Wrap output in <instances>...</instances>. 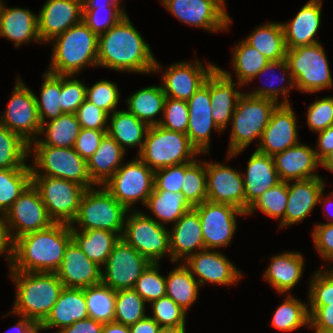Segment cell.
Returning a JSON list of instances; mask_svg holds the SVG:
<instances>
[{
	"instance_id": "cell-1",
	"label": "cell",
	"mask_w": 333,
	"mask_h": 333,
	"mask_svg": "<svg viewBox=\"0 0 333 333\" xmlns=\"http://www.w3.org/2000/svg\"><path fill=\"white\" fill-rule=\"evenodd\" d=\"M150 50L126 14L107 32L98 36L97 64L137 73L160 70Z\"/></svg>"
},
{
	"instance_id": "cell-2",
	"label": "cell",
	"mask_w": 333,
	"mask_h": 333,
	"mask_svg": "<svg viewBox=\"0 0 333 333\" xmlns=\"http://www.w3.org/2000/svg\"><path fill=\"white\" fill-rule=\"evenodd\" d=\"M71 240V226L62 223L16 238L12 242L11 271L55 273Z\"/></svg>"
},
{
	"instance_id": "cell-3",
	"label": "cell",
	"mask_w": 333,
	"mask_h": 333,
	"mask_svg": "<svg viewBox=\"0 0 333 333\" xmlns=\"http://www.w3.org/2000/svg\"><path fill=\"white\" fill-rule=\"evenodd\" d=\"M10 275L17 284L12 312L40 326L52 311L64 285L56 273L12 271Z\"/></svg>"
},
{
	"instance_id": "cell-4",
	"label": "cell",
	"mask_w": 333,
	"mask_h": 333,
	"mask_svg": "<svg viewBox=\"0 0 333 333\" xmlns=\"http://www.w3.org/2000/svg\"><path fill=\"white\" fill-rule=\"evenodd\" d=\"M56 41L48 72L55 75H68L74 78L86 65H98V35L81 21L64 33L54 37Z\"/></svg>"
},
{
	"instance_id": "cell-5",
	"label": "cell",
	"mask_w": 333,
	"mask_h": 333,
	"mask_svg": "<svg viewBox=\"0 0 333 333\" xmlns=\"http://www.w3.org/2000/svg\"><path fill=\"white\" fill-rule=\"evenodd\" d=\"M199 152L185 133L149 126L139 158L152 170L192 162ZM190 158V159H189Z\"/></svg>"
},
{
	"instance_id": "cell-6",
	"label": "cell",
	"mask_w": 333,
	"mask_h": 333,
	"mask_svg": "<svg viewBox=\"0 0 333 333\" xmlns=\"http://www.w3.org/2000/svg\"><path fill=\"white\" fill-rule=\"evenodd\" d=\"M277 103L268 98L241 95L232 116V131L228 157L246 148L256 137L261 140Z\"/></svg>"
},
{
	"instance_id": "cell-7",
	"label": "cell",
	"mask_w": 333,
	"mask_h": 333,
	"mask_svg": "<svg viewBox=\"0 0 333 333\" xmlns=\"http://www.w3.org/2000/svg\"><path fill=\"white\" fill-rule=\"evenodd\" d=\"M290 87L300 91L318 92L332 86V76L323 47L319 44L287 49Z\"/></svg>"
},
{
	"instance_id": "cell-8",
	"label": "cell",
	"mask_w": 333,
	"mask_h": 333,
	"mask_svg": "<svg viewBox=\"0 0 333 333\" xmlns=\"http://www.w3.org/2000/svg\"><path fill=\"white\" fill-rule=\"evenodd\" d=\"M128 210L105 188L86 189L81 197L77 216L72 224L80 225L81 230L104 229L122 234L125 214Z\"/></svg>"
},
{
	"instance_id": "cell-9",
	"label": "cell",
	"mask_w": 333,
	"mask_h": 333,
	"mask_svg": "<svg viewBox=\"0 0 333 333\" xmlns=\"http://www.w3.org/2000/svg\"><path fill=\"white\" fill-rule=\"evenodd\" d=\"M33 150L35 165L31 167L32 176L61 178L82 185L85 189L96 185L90 178L87 161L73 147L35 145ZM36 169H44L46 173L40 175Z\"/></svg>"
},
{
	"instance_id": "cell-10",
	"label": "cell",
	"mask_w": 333,
	"mask_h": 333,
	"mask_svg": "<svg viewBox=\"0 0 333 333\" xmlns=\"http://www.w3.org/2000/svg\"><path fill=\"white\" fill-rule=\"evenodd\" d=\"M32 184L39 191L51 220L72 225L86 189L75 182L49 176H32Z\"/></svg>"
},
{
	"instance_id": "cell-11",
	"label": "cell",
	"mask_w": 333,
	"mask_h": 333,
	"mask_svg": "<svg viewBox=\"0 0 333 333\" xmlns=\"http://www.w3.org/2000/svg\"><path fill=\"white\" fill-rule=\"evenodd\" d=\"M125 229L120 238L151 263H158L166 252L170 255V240L168 230L163 222L156 221L141 212L132 213L126 217Z\"/></svg>"
},
{
	"instance_id": "cell-12",
	"label": "cell",
	"mask_w": 333,
	"mask_h": 333,
	"mask_svg": "<svg viewBox=\"0 0 333 333\" xmlns=\"http://www.w3.org/2000/svg\"><path fill=\"white\" fill-rule=\"evenodd\" d=\"M154 172L140 158H136L121 166L104 184V188L129 211L139 200L146 204L154 189Z\"/></svg>"
},
{
	"instance_id": "cell-13",
	"label": "cell",
	"mask_w": 333,
	"mask_h": 333,
	"mask_svg": "<svg viewBox=\"0 0 333 333\" xmlns=\"http://www.w3.org/2000/svg\"><path fill=\"white\" fill-rule=\"evenodd\" d=\"M3 217L11 242L24 234L46 229L54 223L47 213L39 191L32 183L12 204ZM15 228L16 234L13 236L10 232L13 229L15 230Z\"/></svg>"
},
{
	"instance_id": "cell-14",
	"label": "cell",
	"mask_w": 333,
	"mask_h": 333,
	"mask_svg": "<svg viewBox=\"0 0 333 333\" xmlns=\"http://www.w3.org/2000/svg\"><path fill=\"white\" fill-rule=\"evenodd\" d=\"M151 262L121 238L115 244L102 271L101 282L114 290L134 288Z\"/></svg>"
},
{
	"instance_id": "cell-15",
	"label": "cell",
	"mask_w": 333,
	"mask_h": 333,
	"mask_svg": "<svg viewBox=\"0 0 333 333\" xmlns=\"http://www.w3.org/2000/svg\"><path fill=\"white\" fill-rule=\"evenodd\" d=\"M16 82L7 110L0 117V125L18 134L29 144L31 150L36 133L41 132L35 94L19 79Z\"/></svg>"
},
{
	"instance_id": "cell-16",
	"label": "cell",
	"mask_w": 333,
	"mask_h": 333,
	"mask_svg": "<svg viewBox=\"0 0 333 333\" xmlns=\"http://www.w3.org/2000/svg\"><path fill=\"white\" fill-rule=\"evenodd\" d=\"M200 217L205 249L227 246L236 231L235 215H246L235 206L209 200L193 207Z\"/></svg>"
},
{
	"instance_id": "cell-17",
	"label": "cell",
	"mask_w": 333,
	"mask_h": 333,
	"mask_svg": "<svg viewBox=\"0 0 333 333\" xmlns=\"http://www.w3.org/2000/svg\"><path fill=\"white\" fill-rule=\"evenodd\" d=\"M166 9L186 24L212 31L228 27L224 0H161Z\"/></svg>"
},
{
	"instance_id": "cell-18",
	"label": "cell",
	"mask_w": 333,
	"mask_h": 333,
	"mask_svg": "<svg viewBox=\"0 0 333 333\" xmlns=\"http://www.w3.org/2000/svg\"><path fill=\"white\" fill-rule=\"evenodd\" d=\"M296 117L287 98L273 110L269 123L263 131L257 151L269 156L297 145Z\"/></svg>"
},
{
	"instance_id": "cell-19",
	"label": "cell",
	"mask_w": 333,
	"mask_h": 333,
	"mask_svg": "<svg viewBox=\"0 0 333 333\" xmlns=\"http://www.w3.org/2000/svg\"><path fill=\"white\" fill-rule=\"evenodd\" d=\"M206 184L207 200L229 204L245 212V186L238 171L206 162Z\"/></svg>"
},
{
	"instance_id": "cell-20",
	"label": "cell",
	"mask_w": 333,
	"mask_h": 333,
	"mask_svg": "<svg viewBox=\"0 0 333 333\" xmlns=\"http://www.w3.org/2000/svg\"><path fill=\"white\" fill-rule=\"evenodd\" d=\"M83 0H47L38 14V34L41 41L53 40L82 21Z\"/></svg>"
},
{
	"instance_id": "cell-21",
	"label": "cell",
	"mask_w": 333,
	"mask_h": 333,
	"mask_svg": "<svg viewBox=\"0 0 333 333\" xmlns=\"http://www.w3.org/2000/svg\"><path fill=\"white\" fill-rule=\"evenodd\" d=\"M189 125L186 135L199 153L209 151L211 128L221 131L212 117V104L209 91V75L204 84L187 100Z\"/></svg>"
},
{
	"instance_id": "cell-22",
	"label": "cell",
	"mask_w": 333,
	"mask_h": 333,
	"mask_svg": "<svg viewBox=\"0 0 333 333\" xmlns=\"http://www.w3.org/2000/svg\"><path fill=\"white\" fill-rule=\"evenodd\" d=\"M55 273L64 287L84 289L101 283L102 270L71 240Z\"/></svg>"
},
{
	"instance_id": "cell-23",
	"label": "cell",
	"mask_w": 333,
	"mask_h": 333,
	"mask_svg": "<svg viewBox=\"0 0 333 333\" xmlns=\"http://www.w3.org/2000/svg\"><path fill=\"white\" fill-rule=\"evenodd\" d=\"M196 62L195 65L183 62L167 68L162 78L164 81L162 88L166 97L189 100L216 67L208 64L206 70L199 61Z\"/></svg>"
},
{
	"instance_id": "cell-24",
	"label": "cell",
	"mask_w": 333,
	"mask_h": 333,
	"mask_svg": "<svg viewBox=\"0 0 333 333\" xmlns=\"http://www.w3.org/2000/svg\"><path fill=\"white\" fill-rule=\"evenodd\" d=\"M185 266L191 274L199 277L198 283L211 282L216 284L229 285L237 282L242 276L233 264L217 251L204 249L200 252H193L186 258Z\"/></svg>"
},
{
	"instance_id": "cell-25",
	"label": "cell",
	"mask_w": 333,
	"mask_h": 333,
	"mask_svg": "<svg viewBox=\"0 0 333 333\" xmlns=\"http://www.w3.org/2000/svg\"><path fill=\"white\" fill-rule=\"evenodd\" d=\"M236 83L228 72L215 67L209 74V91L212 104V117L222 131L231 120L241 93L235 91Z\"/></svg>"
},
{
	"instance_id": "cell-26",
	"label": "cell",
	"mask_w": 333,
	"mask_h": 333,
	"mask_svg": "<svg viewBox=\"0 0 333 333\" xmlns=\"http://www.w3.org/2000/svg\"><path fill=\"white\" fill-rule=\"evenodd\" d=\"M281 181H298L320 177L313 170L321 163L315 149L297 144L272 156ZM312 172V173H311Z\"/></svg>"
},
{
	"instance_id": "cell-27",
	"label": "cell",
	"mask_w": 333,
	"mask_h": 333,
	"mask_svg": "<svg viewBox=\"0 0 333 333\" xmlns=\"http://www.w3.org/2000/svg\"><path fill=\"white\" fill-rule=\"evenodd\" d=\"M243 179L245 186V213L264 192L281 182L272 156L255 151L247 165Z\"/></svg>"
},
{
	"instance_id": "cell-28",
	"label": "cell",
	"mask_w": 333,
	"mask_h": 333,
	"mask_svg": "<svg viewBox=\"0 0 333 333\" xmlns=\"http://www.w3.org/2000/svg\"><path fill=\"white\" fill-rule=\"evenodd\" d=\"M324 182L321 177L288 181V203L285 210V226L298 223L310 214L314 206L321 202Z\"/></svg>"
},
{
	"instance_id": "cell-29",
	"label": "cell",
	"mask_w": 333,
	"mask_h": 333,
	"mask_svg": "<svg viewBox=\"0 0 333 333\" xmlns=\"http://www.w3.org/2000/svg\"><path fill=\"white\" fill-rule=\"evenodd\" d=\"M89 318L84 289L64 287L52 311L39 330L58 327L59 331L76 321Z\"/></svg>"
},
{
	"instance_id": "cell-30",
	"label": "cell",
	"mask_w": 333,
	"mask_h": 333,
	"mask_svg": "<svg viewBox=\"0 0 333 333\" xmlns=\"http://www.w3.org/2000/svg\"><path fill=\"white\" fill-rule=\"evenodd\" d=\"M321 0H309L290 23L282 24L287 49L319 43L314 36L321 20Z\"/></svg>"
},
{
	"instance_id": "cell-31",
	"label": "cell",
	"mask_w": 333,
	"mask_h": 333,
	"mask_svg": "<svg viewBox=\"0 0 333 333\" xmlns=\"http://www.w3.org/2000/svg\"><path fill=\"white\" fill-rule=\"evenodd\" d=\"M169 233L170 256L174 262L191 255L192 250L205 249L198 212L192 207L176 223Z\"/></svg>"
},
{
	"instance_id": "cell-32",
	"label": "cell",
	"mask_w": 333,
	"mask_h": 333,
	"mask_svg": "<svg viewBox=\"0 0 333 333\" xmlns=\"http://www.w3.org/2000/svg\"><path fill=\"white\" fill-rule=\"evenodd\" d=\"M0 36L6 37L20 46L21 43L35 39L41 41L38 34V18L27 9L5 8L0 10Z\"/></svg>"
},
{
	"instance_id": "cell-33",
	"label": "cell",
	"mask_w": 333,
	"mask_h": 333,
	"mask_svg": "<svg viewBox=\"0 0 333 333\" xmlns=\"http://www.w3.org/2000/svg\"><path fill=\"white\" fill-rule=\"evenodd\" d=\"M70 226L72 240L90 260L99 266H103L106 263L112 249L121 236L104 229L80 231L76 230L73 225Z\"/></svg>"
},
{
	"instance_id": "cell-34",
	"label": "cell",
	"mask_w": 333,
	"mask_h": 333,
	"mask_svg": "<svg viewBox=\"0 0 333 333\" xmlns=\"http://www.w3.org/2000/svg\"><path fill=\"white\" fill-rule=\"evenodd\" d=\"M124 153L125 150L107 134L98 150L87 161L91 180L98 186L104 185L121 167Z\"/></svg>"
},
{
	"instance_id": "cell-35",
	"label": "cell",
	"mask_w": 333,
	"mask_h": 333,
	"mask_svg": "<svg viewBox=\"0 0 333 333\" xmlns=\"http://www.w3.org/2000/svg\"><path fill=\"white\" fill-rule=\"evenodd\" d=\"M304 266L300 253H284L272 258L265 279L281 294L290 291L301 278Z\"/></svg>"
},
{
	"instance_id": "cell-36",
	"label": "cell",
	"mask_w": 333,
	"mask_h": 333,
	"mask_svg": "<svg viewBox=\"0 0 333 333\" xmlns=\"http://www.w3.org/2000/svg\"><path fill=\"white\" fill-rule=\"evenodd\" d=\"M148 128L149 126L145 122L138 119L128 110L114 111L112 113L110 126H108L107 134L124 150V145L130 147L139 145L140 153L143 148Z\"/></svg>"
},
{
	"instance_id": "cell-37",
	"label": "cell",
	"mask_w": 333,
	"mask_h": 333,
	"mask_svg": "<svg viewBox=\"0 0 333 333\" xmlns=\"http://www.w3.org/2000/svg\"><path fill=\"white\" fill-rule=\"evenodd\" d=\"M245 41L254 47L268 61H279L286 58V44L281 23H268L256 28Z\"/></svg>"
},
{
	"instance_id": "cell-38",
	"label": "cell",
	"mask_w": 333,
	"mask_h": 333,
	"mask_svg": "<svg viewBox=\"0 0 333 333\" xmlns=\"http://www.w3.org/2000/svg\"><path fill=\"white\" fill-rule=\"evenodd\" d=\"M80 130L76 114L64 113L49 123H43L40 134L44 133L47 138L34 140L33 143L59 148L73 147Z\"/></svg>"
},
{
	"instance_id": "cell-39",
	"label": "cell",
	"mask_w": 333,
	"mask_h": 333,
	"mask_svg": "<svg viewBox=\"0 0 333 333\" xmlns=\"http://www.w3.org/2000/svg\"><path fill=\"white\" fill-rule=\"evenodd\" d=\"M165 99L162 86H150L138 90L128 98V111L148 126L159 125L154 116L164 110Z\"/></svg>"
},
{
	"instance_id": "cell-40",
	"label": "cell",
	"mask_w": 333,
	"mask_h": 333,
	"mask_svg": "<svg viewBox=\"0 0 333 333\" xmlns=\"http://www.w3.org/2000/svg\"><path fill=\"white\" fill-rule=\"evenodd\" d=\"M198 288L199 283L185 264L173 269L166 277V296L185 311L197 299Z\"/></svg>"
},
{
	"instance_id": "cell-41",
	"label": "cell",
	"mask_w": 333,
	"mask_h": 333,
	"mask_svg": "<svg viewBox=\"0 0 333 333\" xmlns=\"http://www.w3.org/2000/svg\"><path fill=\"white\" fill-rule=\"evenodd\" d=\"M31 183L30 166L0 169V212L3 216Z\"/></svg>"
},
{
	"instance_id": "cell-42",
	"label": "cell",
	"mask_w": 333,
	"mask_h": 333,
	"mask_svg": "<svg viewBox=\"0 0 333 333\" xmlns=\"http://www.w3.org/2000/svg\"><path fill=\"white\" fill-rule=\"evenodd\" d=\"M145 205L164 223L177 222L192 208L182 194L154 189Z\"/></svg>"
},
{
	"instance_id": "cell-43",
	"label": "cell",
	"mask_w": 333,
	"mask_h": 333,
	"mask_svg": "<svg viewBox=\"0 0 333 333\" xmlns=\"http://www.w3.org/2000/svg\"><path fill=\"white\" fill-rule=\"evenodd\" d=\"M116 293L102 282L84 288L89 318L102 323L114 322Z\"/></svg>"
},
{
	"instance_id": "cell-44",
	"label": "cell",
	"mask_w": 333,
	"mask_h": 333,
	"mask_svg": "<svg viewBox=\"0 0 333 333\" xmlns=\"http://www.w3.org/2000/svg\"><path fill=\"white\" fill-rule=\"evenodd\" d=\"M233 67L239 86L247 84L270 62L245 40L240 42L233 52Z\"/></svg>"
},
{
	"instance_id": "cell-45",
	"label": "cell",
	"mask_w": 333,
	"mask_h": 333,
	"mask_svg": "<svg viewBox=\"0 0 333 333\" xmlns=\"http://www.w3.org/2000/svg\"><path fill=\"white\" fill-rule=\"evenodd\" d=\"M29 144L18 134L0 125V169L26 168Z\"/></svg>"
},
{
	"instance_id": "cell-46",
	"label": "cell",
	"mask_w": 333,
	"mask_h": 333,
	"mask_svg": "<svg viewBox=\"0 0 333 333\" xmlns=\"http://www.w3.org/2000/svg\"><path fill=\"white\" fill-rule=\"evenodd\" d=\"M41 101L35 95L38 116L41 125L46 122L45 117L50 120L64 114L61 110V75L50 72L44 73V82L41 87Z\"/></svg>"
},
{
	"instance_id": "cell-47",
	"label": "cell",
	"mask_w": 333,
	"mask_h": 333,
	"mask_svg": "<svg viewBox=\"0 0 333 333\" xmlns=\"http://www.w3.org/2000/svg\"><path fill=\"white\" fill-rule=\"evenodd\" d=\"M196 159L185 163V175L181 194L191 207L207 200L206 163L200 165Z\"/></svg>"
},
{
	"instance_id": "cell-48",
	"label": "cell",
	"mask_w": 333,
	"mask_h": 333,
	"mask_svg": "<svg viewBox=\"0 0 333 333\" xmlns=\"http://www.w3.org/2000/svg\"><path fill=\"white\" fill-rule=\"evenodd\" d=\"M145 302L133 288L117 290L114 322L130 326L145 318Z\"/></svg>"
},
{
	"instance_id": "cell-49",
	"label": "cell",
	"mask_w": 333,
	"mask_h": 333,
	"mask_svg": "<svg viewBox=\"0 0 333 333\" xmlns=\"http://www.w3.org/2000/svg\"><path fill=\"white\" fill-rule=\"evenodd\" d=\"M288 203V182L281 181L264 192L251 206L246 215L253 213L256 208L272 218H282L281 227L285 226V210Z\"/></svg>"
},
{
	"instance_id": "cell-50",
	"label": "cell",
	"mask_w": 333,
	"mask_h": 333,
	"mask_svg": "<svg viewBox=\"0 0 333 333\" xmlns=\"http://www.w3.org/2000/svg\"><path fill=\"white\" fill-rule=\"evenodd\" d=\"M307 305L291 295L277 308L273 315L272 325L282 331H293L309 324Z\"/></svg>"
},
{
	"instance_id": "cell-51",
	"label": "cell",
	"mask_w": 333,
	"mask_h": 333,
	"mask_svg": "<svg viewBox=\"0 0 333 333\" xmlns=\"http://www.w3.org/2000/svg\"><path fill=\"white\" fill-rule=\"evenodd\" d=\"M158 267V263H151L137 279L133 288L150 303L166 296V278L159 274Z\"/></svg>"
},
{
	"instance_id": "cell-52",
	"label": "cell",
	"mask_w": 333,
	"mask_h": 333,
	"mask_svg": "<svg viewBox=\"0 0 333 333\" xmlns=\"http://www.w3.org/2000/svg\"><path fill=\"white\" fill-rule=\"evenodd\" d=\"M163 111L165 120L160 119L159 126L175 132L187 133L189 109L186 100L166 97Z\"/></svg>"
},
{
	"instance_id": "cell-53",
	"label": "cell",
	"mask_w": 333,
	"mask_h": 333,
	"mask_svg": "<svg viewBox=\"0 0 333 333\" xmlns=\"http://www.w3.org/2000/svg\"><path fill=\"white\" fill-rule=\"evenodd\" d=\"M153 318L160 327L185 326L186 311L170 297H162L151 302Z\"/></svg>"
},
{
	"instance_id": "cell-54",
	"label": "cell",
	"mask_w": 333,
	"mask_h": 333,
	"mask_svg": "<svg viewBox=\"0 0 333 333\" xmlns=\"http://www.w3.org/2000/svg\"><path fill=\"white\" fill-rule=\"evenodd\" d=\"M107 10L109 13L104 18L98 16L100 10ZM126 15V12L120 9L119 5L98 6L96 9H83L82 21L89 29L98 36L107 32L119 20Z\"/></svg>"
},
{
	"instance_id": "cell-55",
	"label": "cell",
	"mask_w": 333,
	"mask_h": 333,
	"mask_svg": "<svg viewBox=\"0 0 333 333\" xmlns=\"http://www.w3.org/2000/svg\"><path fill=\"white\" fill-rule=\"evenodd\" d=\"M68 75H61V110L75 114L87 97V87L78 79L69 80Z\"/></svg>"
},
{
	"instance_id": "cell-56",
	"label": "cell",
	"mask_w": 333,
	"mask_h": 333,
	"mask_svg": "<svg viewBox=\"0 0 333 333\" xmlns=\"http://www.w3.org/2000/svg\"><path fill=\"white\" fill-rule=\"evenodd\" d=\"M86 99L109 114L112 110L116 111L114 109L119 102V91L114 83L102 80L91 88L87 87Z\"/></svg>"
},
{
	"instance_id": "cell-57",
	"label": "cell",
	"mask_w": 333,
	"mask_h": 333,
	"mask_svg": "<svg viewBox=\"0 0 333 333\" xmlns=\"http://www.w3.org/2000/svg\"><path fill=\"white\" fill-rule=\"evenodd\" d=\"M309 300L311 306L333 304V271L322 273V269L314 274L310 281Z\"/></svg>"
},
{
	"instance_id": "cell-58",
	"label": "cell",
	"mask_w": 333,
	"mask_h": 333,
	"mask_svg": "<svg viewBox=\"0 0 333 333\" xmlns=\"http://www.w3.org/2000/svg\"><path fill=\"white\" fill-rule=\"evenodd\" d=\"M309 128L320 132L333 125V97L316 100L309 106L307 113Z\"/></svg>"
},
{
	"instance_id": "cell-59",
	"label": "cell",
	"mask_w": 333,
	"mask_h": 333,
	"mask_svg": "<svg viewBox=\"0 0 333 333\" xmlns=\"http://www.w3.org/2000/svg\"><path fill=\"white\" fill-rule=\"evenodd\" d=\"M185 163L157 169L154 172V190L181 194Z\"/></svg>"
},
{
	"instance_id": "cell-60",
	"label": "cell",
	"mask_w": 333,
	"mask_h": 333,
	"mask_svg": "<svg viewBox=\"0 0 333 333\" xmlns=\"http://www.w3.org/2000/svg\"><path fill=\"white\" fill-rule=\"evenodd\" d=\"M76 116L81 128L107 131L109 114L87 99L77 109Z\"/></svg>"
},
{
	"instance_id": "cell-61",
	"label": "cell",
	"mask_w": 333,
	"mask_h": 333,
	"mask_svg": "<svg viewBox=\"0 0 333 333\" xmlns=\"http://www.w3.org/2000/svg\"><path fill=\"white\" fill-rule=\"evenodd\" d=\"M107 131L81 128L73 146L74 150L86 161L98 150Z\"/></svg>"
},
{
	"instance_id": "cell-62",
	"label": "cell",
	"mask_w": 333,
	"mask_h": 333,
	"mask_svg": "<svg viewBox=\"0 0 333 333\" xmlns=\"http://www.w3.org/2000/svg\"><path fill=\"white\" fill-rule=\"evenodd\" d=\"M275 68H279V69H282V71L286 72L289 69V66H288V63L286 61V59H282V60H279V61H270L262 71H260L255 77H257L258 75L264 73V72H267L269 70H273ZM271 75H274V74H271ZM282 81L286 80L284 79V77L282 76L281 78ZM272 85H273V82H271L269 88H259L256 89V91L252 92V93H248L247 95H250L252 97H258V98H268V99H271V100H274V101H278V95H279V92L281 93V95L283 96H286L287 97V91L289 92L290 88H288L287 86H282L280 88H272ZM267 86V85H266Z\"/></svg>"
},
{
	"instance_id": "cell-63",
	"label": "cell",
	"mask_w": 333,
	"mask_h": 333,
	"mask_svg": "<svg viewBox=\"0 0 333 333\" xmlns=\"http://www.w3.org/2000/svg\"><path fill=\"white\" fill-rule=\"evenodd\" d=\"M308 313L310 316L308 327L315 328V333H333V304L311 306Z\"/></svg>"
},
{
	"instance_id": "cell-64",
	"label": "cell",
	"mask_w": 333,
	"mask_h": 333,
	"mask_svg": "<svg viewBox=\"0 0 333 333\" xmlns=\"http://www.w3.org/2000/svg\"><path fill=\"white\" fill-rule=\"evenodd\" d=\"M313 239L322 259H333V223L316 224Z\"/></svg>"
},
{
	"instance_id": "cell-65",
	"label": "cell",
	"mask_w": 333,
	"mask_h": 333,
	"mask_svg": "<svg viewBox=\"0 0 333 333\" xmlns=\"http://www.w3.org/2000/svg\"><path fill=\"white\" fill-rule=\"evenodd\" d=\"M104 323L92 318L76 321L71 326L65 327L58 333H102Z\"/></svg>"
},
{
	"instance_id": "cell-66",
	"label": "cell",
	"mask_w": 333,
	"mask_h": 333,
	"mask_svg": "<svg viewBox=\"0 0 333 333\" xmlns=\"http://www.w3.org/2000/svg\"><path fill=\"white\" fill-rule=\"evenodd\" d=\"M318 151L315 150L317 159L321 162L333 151V125L323 131L318 132Z\"/></svg>"
},
{
	"instance_id": "cell-67",
	"label": "cell",
	"mask_w": 333,
	"mask_h": 333,
	"mask_svg": "<svg viewBox=\"0 0 333 333\" xmlns=\"http://www.w3.org/2000/svg\"><path fill=\"white\" fill-rule=\"evenodd\" d=\"M128 327L130 333H158L160 329V325L149 316H146Z\"/></svg>"
},
{
	"instance_id": "cell-68",
	"label": "cell",
	"mask_w": 333,
	"mask_h": 333,
	"mask_svg": "<svg viewBox=\"0 0 333 333\" xmlns=\"http://www.w3.org/2000/svg\"><path fill=\"white\" fill-rule=\"evenodd\" d=\"M10 243V245H9ZM9 246V248H8ZM8 248V250H7ZM8 253L7 259L12 261V242L8 236L6 227H5V222L3 216L0 217V254L6 252ZM10 254V255H9Z\"/></svg>"
},
{
	"instance_id": "cell-69",
	"label": "cell",
	"mask_w": 333,
	"mask_h": 333,
	"mask_svg": "<svg viewBox=\"0 0 333 333\" xmlns=\"http://www.w3.org/2000/svg\"><path fill=\"white\" fill-rule=\"evenodd\" d=\"M13 328L17 333H38V331H40L39 326L34 321L26 317H22L18 324H16Z\"/></svg>"
},
{
	"instance_id": "cell-70",
	"label": "cell",
	"mask_w": 333,
	"mask_h": 333,
	"mask_svg": "<svg viewBox=\"0 0 333 333\" xmlns=\"http://www.w3.org/2000/svg\"><path fill=\"white\" fill-rule=\"evenodd\" d=\"M102 333H130L129 327L117 322L104 323Z\"/></svg>"
},
{
	"instance_id": "cell-71",
	"label": "cell",
	"mask_w": 333,
	"mask_h": 333,
	"mask_svg": "<svg viewBox=\"0 0 333 333\" xmlns=\"http://www.w3.org/2000/svg\"><path fill=\"white\" fill-rule=\"evenodd\" d=\"M101 0H83V9H96L98 6L119 5L118 2L105 0V4H99ZM108 1V2H107Z\"/></svg>"
},
{
	"instance_id": "cell-72",
	"label": "cell",
	"mask_w": 333,
	"mask_h": 333,
	"mask_svg": "<svg viewBox=\"0 0 333 333\" xmlns=\"http://www.w3.org/2000/svg\"><path fill=\"white\" fill-rule=\"evenodd\" d=\"M158 333H185V326L160 327Z\"/></svg>"
},
{
	"instance_id": "cell-73",
	"label": "cell",
	"mask_w": 333,
	"mask_h": 333,
	"mask_svg": "<svg viewBox=\"0 0 333 333\" xmlns=\"http://www.w3.org/2000/svg\"><path fill=\"white\" fill-rule=\"evenodd\" d=\"M324 168L333 172V151L326 156L320 163Z\"/></svg>"
},
{
	"instance_id": "cell-74",
	"label": "cell",
	"mask_w": 333,
	"mask_h": 333,
	"mask_svg": "<svg viewBox=\"0 0 333 333\" xmlns=\"http://www.w3.org/2000/svg\"><path fill=\"white\" fill-rule=\"evenodd\" d=\"M111 2H119V0H110Z\"/></svg>"
}]
</instances>
